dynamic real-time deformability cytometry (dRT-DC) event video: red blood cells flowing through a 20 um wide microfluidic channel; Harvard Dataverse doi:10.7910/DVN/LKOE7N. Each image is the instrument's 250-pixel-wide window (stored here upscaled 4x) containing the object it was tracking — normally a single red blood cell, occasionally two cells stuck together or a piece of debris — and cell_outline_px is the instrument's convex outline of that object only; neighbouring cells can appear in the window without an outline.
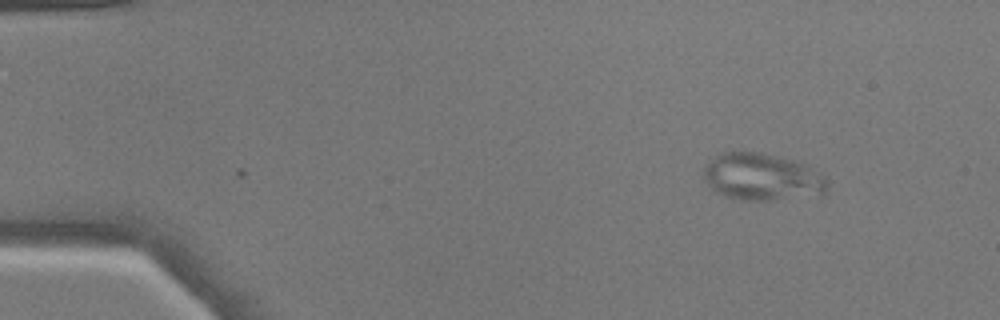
{"species": "common noctule bat (a hibernating species)", "species_latin": "Nyctalus noctula", "temperature_condition": "warm", "stored_images_in_passage": 2, "camera_frame_rate_fps": 3000, "um_per_image_px": 0.085, "animal": {"sex": "male", "body_mass_g": 17.9}, "frame": {"image": 1, "passage_image": 1, "time_ms": 0.0, "image_size_px": [1000, 320], "cell_outline_px": [[828, 188], [824, 196], [768, 200], [740, 200], [724, 196], [716, 192], [704, 180], [704, 168], [720, 152], [760, 152], [796, 160], [808, 164], [820, 172], [828, 180]], "centroid_in_image_um": [64.87, 15.06], "position_along_channel_um": 20.1, "area_um2": 34.56}}